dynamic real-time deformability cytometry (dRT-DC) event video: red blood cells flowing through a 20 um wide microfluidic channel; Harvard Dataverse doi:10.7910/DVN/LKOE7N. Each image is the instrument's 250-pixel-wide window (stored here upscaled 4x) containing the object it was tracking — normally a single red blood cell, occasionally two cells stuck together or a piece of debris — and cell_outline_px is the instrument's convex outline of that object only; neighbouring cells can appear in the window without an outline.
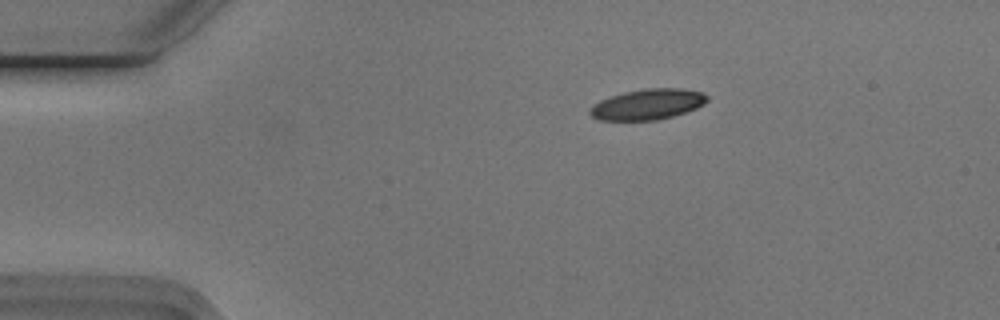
{"species": "Egyptian fruit bat (a non-hibernating species)", "species_latin": "Rousettus aegyptiacus", "temperature_condition": "cold", "stored_images_in_passage": 46, "camera_frame_rate_fps": 3000, "um_per_image_px": 0.085, "animal": {"sex": "male"}, "frame": {"image": 1, "passage_image": 1, "time_ms": 0.0, "image_size_px": [1000, 320], "cell_outline_px": [[708, 100], [704, 104], [696, 108], [672, 116], [656, 120], [600, 120], [592, 116], [588, 112], [588, 108], [592, 104], [600, 100], [624, 92], [644, 88], [680, 88], [704, 92], [708, 96]], "centroid_in_image_um": [55.04, 8.86], "position_along_channel_um": 30.0, "area_um2": 20.98}}
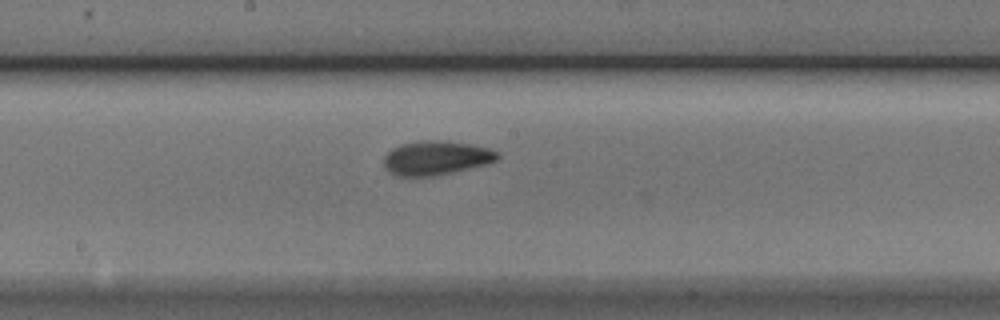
{"frame": {"image": 2, "passage_image": 20, "time_ms": 6.333, "image_size_px": [1000, 320], "cell_outline_px": [[500, 156], [496, 160], [484, 164], [452, 172], [432, 176], [396, 176], [388, 172], [384, 168], [384, 156], [392, 148], [400, 144], [428, 140], [444, 140], [468, 144], [488, 148], [500, 152]], "centroid_in_image_um": [37.03, 13.42], "position_along_channel_um": 211.2, "area_um2": 22.48}}
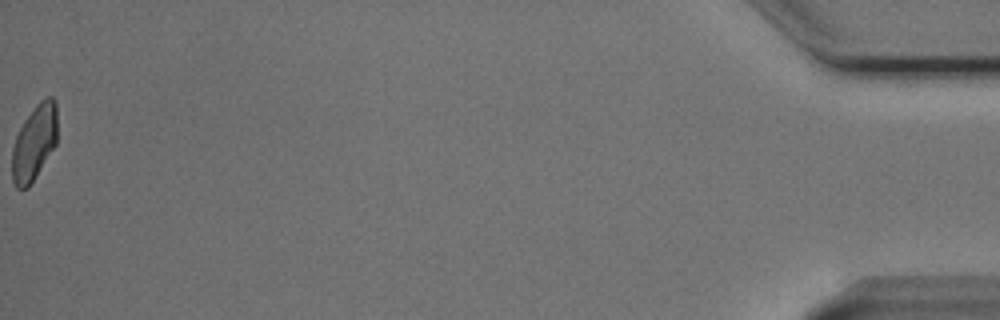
{"frame": {"image": 3, "passage_image": 46, "time_ms": 15.0, "image_size_px": [1000, 320], "cell_outline_px": [[56, 144], [28, 188], [16, 188], [12, 180], [12, 148], [16, 136], [24, 120], [36, 104], [44, 96], [52, 96], [56, 100]], "centroid_in_image_um": [2.91, 12.09], "position_along_channel_um": 432.3, "area_um2": 19.83}, "authors_computed_cell_mechanics": {"area_um2": 21.0103, "velocity_mm_per_s": 3.7386, "shape_relaxation_time_tau1_ms": 3.9795, "shape_relaxation_time_tau2_ms": 2.6072, "deformation_change_tau1": 0.1249, "deformation_change_tau2": 0.07}}